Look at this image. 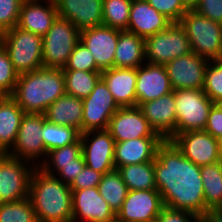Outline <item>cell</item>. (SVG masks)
<instances>
[{"label": "cell", "mask_w": 222, "mask_h": 222, "mask_svg": "<svg viewBox=\"0 0 222 222\" xmlns=\"http://www.w3.org/2000/svg\"><path fill=\"white\" fill-rule=\"evenodd\" d=\"M154 175L166 208L205 214L200 166L188 160L172 141L164 140L158 147Z\"/></svg>", "instance_id": "6da1fadb"}, {"label": "cell", "mask_w": 222, "mask_h": 222, "mask_svg": "<svg viewBox=\"0 0 222 222\" xmlns=\"http://www.w3.org/2000/svg\"><path fill=\"white\" fill-rule=\"evenodd\" d=\"M65 94L63 69L41 67L19 74L11 97L25 113L44 114L48 106Z\"/></svg>", "instance_id": "7a4b0ae2"}, {"label": "cell", "mask_w": 222, "mask_h": 222, "mask_svg": "<svg viewBox=\"0 0 222 222\" xmlns=\"http://www.w3.org/2000/svg\"><path fill=\"white\" fill-rule=\"evenodd\" d=\"M28 197L38 222H70L73 218L71 188L39 167L32 172Z\"/></svg>", "instance_id": "3957f363"}, {"label": "cell", "mask_w": 222, "mask_h": 222, "mask_svg": "<svg viewBox=\"0 0 222 222\" xmlns=\"http://www.w3.org/2000/svg\"><path fill=\"white\" fill-rule=\"evenodd\" d=\"M0 43L6 49L14 69L19 73L43 67V37L18 26L1 33Z\"/></svg>", "instance_id": "277c9868"}, {"label": "cell", "mask_w": 222, "mask_h": 222, "mask_svg": "<svg viewBox=\"0 0 222 222\" xmlns=\"http://www.w3.org/2000/svg\"><path fill=\"white\" fill-rule=\"evenodd\" d=\"M179 23L185 29L194 53L210 61L222 59V24L193 9H189Z\"/></svg>", "instance_id": "5b68a950"}, {"label": "cell", "mask_w": 222, "mask_h": 222, "mask_svg": "<svg viewBox=\"0 0 222 222\" xmlns=\"http://www.w3.org/2000/svg\"><path fill=\"white\" fill-rule=\"evenodd\" d=\"M176 111V135L187 132L204 130L209 111L215 104L203 89L174 90Z\"/></svg>", "instance_id": "8992f818"}, {"label": "cell", "mask_w": 222, "mask_h": 222, "mask_svg": "<svg viewBox=\"0 0 222 222\" xmlns=\"http://www.w3.org/2000/svg\"><path fill=\"white\" fill-rule=\"evenodd\" d=\"M79 41L80 30L69 20L57 17L43 36V67L63 69Z\"/></svg>", "instance_id": "52a82bcc"}, {"label": "cell", "mask_w": 222, "mask_h": 222, "mask_svg": "<svg viewBox=\"0 0 222 222\" xmlns=\"http://www.w3.org/2000/svg\"><path fill=\"white\" fill-rule=\"evenodd\" d=\"M144 48L145 62L154 65H166L192 52L185 29L180 23H171L164 31L147 37Z\"/></svg>", "instance_id": "ba28073f"}, {"label": "cell", "mask_w": 222, "mask_h": 222, "mask_svg": "<svg viewBox=\"0 0 222 222\" xmlns=\"http://www.w3.org/2000/svg\"><path fill=\"white\" fill-rule=\"evenodd\" d=\"M45 120L44 114L25 113L18 129L15 144L8 155L39 167L48 154L41 135Z\"/></svg>", "instance_id": "9c48e42d"}, {"label": "cell", "mask_w": 222, "mask_h": 222, "mask_svg": "<svg viewBox=\"0 0 222 222\" xmlns=\"http://www.w3.org/2000/svg\"><path fill=\"white\" fill-rule=\"evenodd\" d=\"M82 103V133L107 130L111 117L120 108L102 78Z\"/></svg>", "instance_id": "30bf717a"}, {"label": "cell", "mask_w": 222, "mask_h": 222, "mask_svg": "<svg viewBox=\"0 0 222 222\" xmlns=\"http://www.w3.org/2000/svg\"><path fill=\"white\" fill-rule=\"evenodd\" d=\"M35 168L30 162L11 156L0 165V198L3 203L29 196L30 179Z\"/></svg>", "instance_id": "8fae6325"}, {"label": "cell", "mask_w": 222, "mask_h": 222, "mask_svg": "<svg viewBox=\"0 0 222 222\" xmlns=\"http://www.w3.org/2000/svg\"><path fill=\"white\" fill-rule=\"evenodd\" d=\"M209 61L193 51L169 61L165 68L172 89H203Z\"/></svg>", "instance_id": "7c38bea8"}, {"label": "cell", "mask_w": 222, "mask_h": 222, "mask_svg": "<svg viewBox=\"0 0 222 222\" xmlns=\"http://www.w3.org/2000/svg\"><path fill=\"white\" fill-rule=\"evenodd\" d=\"M82 155L85 164L102 174L115 170V140L108 130L81 133Z\"/></svg>", "instance_id": "4fadbf2b"}, {"label": "cell", "mask_w": 222, "mask_h": 222, "mask_svg": "<svg viewBox=\"0 0 222 222\" xmlns=\"http://www.w3.org/2000/svg\"><path fill=\"white\" fill-rule=\"evenodd\" d=\"M171 141L188 160L198 166L221 161L218 139L204 130L183 132Z\"/></svg>", "instance_id": "5bb4252c"}, {"label": "cell", "mask_w": 222, "mask_h": 222, "mask_svg": "<svg viewBox=\"0 0 222 222\" xmlns=\"http://www.w3.org/2000/svg\"><path fill=\"white\" fill-rule=\"evenodd\" d=\"M164 208L158 190H129L116 217L122 222H155Z\"/></svg>", "instance_id": "9a60e30c"}, {"label": "cell", "mask_w": 222, "mask_h": 222, "mask_svg": "<svg viewBox=\"0 0 222 222\" xmlns=\"http://www.w3.org/2000/svg\"><path fill=\"white\" fill-rule=\"evenodd\" d=\"M107 130L115 142L144 137H161L151 128L138 106L120 107L111 117Z\"/></svg>", "instance_id": "2e32d148"}, {"label": "cell", "mask_w": 222, "mask_h": 222, "mask_svg": "<svg viewBox=\"0 0 222 222\" xmlns=\"http://www.w3.org/2000/svg\"><path fill=\"white\" fill-rule=\"evenodd\" d=\"M118 38L119 29L106 25L80 31V41L92 53L96 66L101 71L114 67V56Z\"/></svg>", "instance_id": "e0dca14e"}, {"label": "cell", "mask_w": 222, "mask_h": 222, "mask_svg": "<svg viewBox=\"0 0 222 222\" xmlns=\"http://www.w3.org/2000/svg\"><path fill=\"white\" fill-rule=\"evenodd\" d=\"M72 214L79 222H107L116 217L98 187L72 190Z\"/></svg>", "instance_id": "ac0fdd59"}, {"label": "cell", "mask_w": 222, "mask_h": 222, "mask_svg": "<svg viewBox=\"0 0 222 222\" xmlns=\"http://www.w3.org/2000/svg\"><path fill=\"white\" fill-rule=\"evenodd\" d=\"M139 108L151 128L164 140L171 141L176 136L174 90L160 98L142 103Z\"/></svg>", "instance_id": "d6986e66"}, {"label": "cell", "mask_w": 222, "mask_h": 222, "mask_svg": "<svg viewBox=\"0 0 222 222\" xmlns=\"http://www.w3.org/2000/svg\"><path fill=\"white\" fill-rule=\"evenodd\" d=\"M58 17L80 31L103 25V0H54Z\"/></svg>", "instance_id": "ffe728a7"}, {"label": "cell", "mask_w": 222, "mask_h": 222, "mask_svg": "<svg viewBox=\"0 0 222 222\" xmlns=\"http://www.w3.org/2000/svg\"><path fill=\"white\" fill-rule=\"evenodd\" d=\"M136 106L173 92L165 65L144 63L137 68Z\"/></svg>", "instance_id": "44dd1931"}, {"label": "cell", "mask_w": 222, "mask_h": 222, "mask_svg": "<svg viewBox=\"0 0 222 222\" xmlns=\"http://www.w3.org/2000/svg\"><path fill=\"white\" fill-rule=\"evenodd\" d=\"M163 142L162 137H144L115 142V169L129 164L154 161L158 147Z\"/></svg>", "instance_id": "7402d4cb"}, {"label": "cell", "mask_w": 222, "mask_h": 222, "mask_svg": "<svg viewBox=\"0 0 222 222\" xmlns=\"http://www.w3.org/2000/svg\"><path fill=\"white\" fill-rule=\"evenodd\" d=\"M172 22L156 11L146 0H132L128 32L146 39L160 31H164Z\"/></svg>", "instance_id": "603a6c76"}, {"label": "cell", "mask_w": 222, "mask_h": 222, "mask_svg": "<svg viewBox=\"0 0 222 222\" xmlns=\"http://www.w3.org/2000/svg\"><path fill=\"white\" fill-rule=\"evenodd\" d=\"M57 17L58 12L54 0L23 3L17 26L43 37Z\"/></svg>", "instance_id": "cb8c5ba5"}, {"label": "cell", "mask_w": 222, "mask_h": 222, "mask_svg": "<svg viewBox=\"0 0 222 222\" xmlns=\"http://www.w3.org/2000/svg\"><path fill=\"white\" fill-rule=\"evenodd\" d=\"M101 78L120 107L136 106L137 68L113 67L101 71Z\"/></svg>", "instance_id": "d4e9b609"}, {"label": "cell", "mask_w": 222, "mask_h": 222, "mask_svg": "<svg viewBox=\"0 0 222 222\" xmlns=\"http://www.w3.org/2000/svg\"><path fill=\"white\" fill-rule=\"evenodd\" d=\"M24 114L11 96L0 100V152L8 153L14 146Z\"/></svg>", "instance_id": "484cf974"}, {"label": "cell", "mask_w": 222, "mask_h": 222, "mask_svg": "<svg viewBox=\"0 0 222 222\" xmlns=\"http://www.w3.org/2000/svg\"><path fill=\"white\" fill-rule=\"evenodd\" d=\"M145 39L126 30H119L114 67L138 68L145 63Z\"/></svg>", "instance_id": "4316f807"}, {"label": "cell", "mask_w": 222, "mask_h": 222, "mask_svg": "<svg viewBox=\"0 0 222 222\" xmlns=\"http://www.w3.org/2000/svg\"><path fill=\"white\" fill-rule=\"evenodd\" d=\"M83 103L71 95H63L48 106L44 113L46 119L54 124L71 126L82 133Z\"/></svg>", "instance_id": "83f0119b"}, {"label": "cell", "mask_w": 222, "mask_h": 222, "mask_svg": "<svg viewBox=\"0 0 222 222\" xmlns=\"http://www.w3.org/2000/svg\"><path fill=\"white\" fill-rule=\"evenodd\" d=\"M204 188L205 213L222 209V161L200 166Z\"/></svg>", "instance_id": "f1b7e54d"}, {"label": "cell", "mask_w": 222, "mask_h": 222, "mask_svg": "<svg viewBox=\"0 0 222 222\" xmlns=\"http://www.w3.org/2000/svg\"><path fill=\"white\" fill-rule=\"evenodd\" d=\"M128 190H157L154 161L117 168Z\"/></svg>", "instance_id": "f546056e"}, {"label": "cell", "mask_w": 222, "mask_h": 222, "mask_svg": "<svg viewBox=\"0 0 222 222\" xmlns=\"http://www.w3.org/2000/svg\"><path fill=\"white\" fill-rule=\"evenodd\" d=\"M98 190L115 214L121 209L129 191L117 169L102 175Z\"/></svg>", "instance_id": "4dcf8cb0"}, {"label": "cell", "mask_w": 222, "mask_h": 222, "mask_svg": "<svg viewBox=\"0 0 222 222\" xmlns=\"http://www.w3.org/2000/svg\"><path fill=\"white\" fill-rule=\"evenodd\" d=\"M63 74L66 94L82 100L89 96L101 79V72L63 70Z\"/></svg>", "instance_id": "1f68e13d"}, {"label": "cell", "mask_w": 222, "mask_h": 222, "mask_svg": "<svg viewBox=\"0 0 222 222\" xmlns=\"http://www.w3.org/2000/svg\"><path fill=\"white\" fill-rule=\"evenodd\" d=\"M41 135L48 153L56 148L77 142L81 137V132L74 127L57 125L46 119Z\"/></svg>", "instance_id": "d6a6232c"}, {"label": "cell", "mask_w": 222, "mask_h": 222, "mask_svg": "<svg viewBox=\"0 0 222 222\" xmlns=\"http://www.w3.org/2000/svg\"><path fill=\"white\" fill-rule=\"evenodd\" d=\"M132 0H103V25L127 30Z\"/></svg>", "instance_id": "836d02e7"}, {"label": "cell", "mask_w": 222, "mask_h": 222, "mask_svg": "<svg viewBox=\"0 0 222 222\" xmlns=\"http://www.w3.org/2000/svg\"><path fill=\"white\" fill-rule=\"evenodd\" d=\"M0 222H38L29 197L3 203L0 207Z\"/></svg>", "instance_id": "e575fe53"}, {"label": "cell", "mask_w": 222, "mask_h": 222, "mask_svg": "<svg viewBox=\"0 0 222 222\" xmlns=\"http://www.w3.org/2000/svg\"><path fill=\"white\" fill-rule=\"evenodd\" d=\"M203 91L214 103L222 101V59L209 61Z\"/></svg>", "instance_id": "d590c367"}, {"label": "cell", "mask_w": 222, "mask_h": 222, "mask_svg": "<svg viewBox=\"0 0 222 222\" xmlns=\"http://www.w3.org/2000/svg\"><path fill=\"white\" fill-rule=\"evenodd\" d=\"M19 73L14 69L10 57L0 43V94L11 96L16 87Z\"/></svg>", "instance_id": "8d00e7d4"}, {"label": "cell", "mask_w": 222, "mask_h": 222, "mask_svg": "<svg viewBox=\"0 0 222 222\" xmlns=\"http://www.w3.org/2000/svg\"><path fill=\"white\" fill-rule=\"evenodd\" d=\"M63 70H82L88 72H101L96 66L95 59L87 46L79 41L69 56Z\"/></svg>", "instance_id": "74e56055"}, {"label": "cell", "mask_w": 222, "mask_h": 222, "mask_svg": "<svg viewBox=\"0 0 222 222\" xmlns=\"http://www.w3.org/2000/svg\"><path fill=\"white\" fill-rule=\"evenodd\" d=\"M82 154V142L56 148L48 152L46 159L41 165H69L76 164V159Z\"/></svg>", "instance_id": "f35d334b"}, {"label": "cell", "mask_w": 222, "mask_h": 222, "mask_svg": "<svg viewBox=\"0 0 222 222\" xmlns=\"http://www.w3.org/2000/svg\"><path fill=\"white\" fill-rule=\"evenodd\" d=\"M84 157L81 154L76 159V164L69 165H40L39 168L42 169L45 173L55 176L65 184L70 185L77 174H79L85 167Z\"/></svg>", "instance_id": "ab89813d"}, {"label": "cell", "mask_w": 222, "mask_h": 222, "mask_svg": "<svg viewBox=\"0 0 222 222\" xmlns=\"http://www.w3.org/2000/svg\"><path fill=\"white\" fill-rule=\"evenodd\" d=\"M151 7L163 14L172 23H179L189 10L182 0H146Z\"/></svg>", "instance_id": "60d3db41"}, {"label": "cell", "mask_w": 222, "mask_h": 222, "mask_svg": "<svg viewBox=\"0 0 222 222\" xmlns=\"http://www.w3.org/2000/svg\"><path fill=\"white\" fill-rule=\"evenodd\" d=\"M21 5L18 0H0V33L18 25Z\"/></svg>", "instance_id": "b9f144b4"}, {"label": "cell", "mask_w": 222, "mask_h": 222, "mask_svg": "<svg viewBox=\"0 0 222 222\" xmlns=\"http://www.w3.org/2000/svg\"><path fill=\"white\" fill-rule=\"evenodd\" d=\"M102 173L95 171L85 165L84 169L77 174L74 181L69 185L71 190H83L92 187H98L101 181Z\"/></svg>", "instance_id": "7bdbcfd3"}, {"label": "cell", "mask_w": 222, "mask_h": 222, "mask_svg": "<svg viewBox=\"0 0 222 222\" xmlns=\"http://www.w3.org/2000/svg\"><path fill=\"white\" fill-rule=\"evenodd\" d=\"M193 10L214 22L222 24V0H198Z\"/></svg>", "instance_id": "ee69618b"}, {"label": "cell", "mask_w": 222, "mask_h": 222, "mask_svg": "<svg viewBox=\"0 0 222 222\" xmlns=\"http://www.w3.org/2000/svg\"><path fill=\"white\" fill-rule=\"evenodd\" d=\"M155 222H200V216L180 210L164 208Z\"/></svg>", "instance_id": "f6af8a7d"}, {"label": "cell", "mask_w": 222, "mask_h": 222, "mask_svg": "<svg viewBox=\"0 0 222 222\" xmlns=\"http://www.w3.org/2000/svg\"><path fill=\"white\" fill-rule=\"evenodd\" d=\"M204 131L208 132L216 139L222 137V111L215 104L209 111Z\"/></svg>", "instance_id": "bcb514c9"}, {"label": "cell", "mask_w": 222, "mask_h": 222, "mask_svg": "<svg viewBox=\"0 0 222 222\" xmlns=\"http://www.w3.org/2000/svg\"><path fill=\"white\" fill-rule=\"evenodd\" d=\"M200 222H222V209L207 211L200 216Z\"/></svg>", "instance_id": "7dc6e473"}, {"label": "cell", "mask_w": 222, "mask_h": 222, "mask_svg": "<svg viewBox=\"0 0 222 222\" xmlns=\"http://www.w3.org/2000/svg\"><path fill=\"white\" fill-rule=\"evenodd\" d=\"M182 2L188 9H193L198 0H182Z\"/></svg>", "instance_id": "c3c4849f"}, {"label": "cell", "mask_w": 222, "mask_h": 222, "mask_svg": "<svg viewBox=\"0 0 222 222\" xmlns=\"http://www.w3.org/2000/svg\"><path fill=\"white\" fill-rule=\"evenodd\" d=\"M9 157L8 153L0 152V165Z\"/></svg>", "instance_id": "681fc988"}, {"label": "cell", "mask_w": 222, "mask_h": 222, "mask_svg": "<svg viewBox=\"0 0 222 222\" xmlns=\"http://www.w3.org/2000/svg\"><path fill=\"white\" fill-rule=\"evenodd\" d=\"M219 141V155H220V159L222 161V137L218 139Z\"/></svg>", "instance_id": "f907efd6"}, {"label": "cell", "mask_w": 222, "mask_h": 222, "mask_svg": "<svg viewBox=\"0 0 222 222\" xmlns=\"http://www.w3.org/2000/svg\"><path fill=\"white\" fill-rule=\"evenodd\" d=\"M20 3H29V2H35V1H38V0H18Z\"/></svg>", "instance_id": "816d5d0a"}, {"label": "cell", "mask_w": 222, "mask_h": 222, "mask_svg": "<svg viewBox=\"0 0 222 222\" xmlns=\"http://www.w3.org/2000/svg\"><path fill=\"white\" fill-rule=\"evenodd\" d=\"M215 105L222 111V101L215 103Z\"/></svg>", "instance_id": "f5cc1de1"}, {"label": "cell", "mask_w": 222, "mask_h": 222, "mask_svg": "<svg viewBox=\"0 0 222 222\" xmlns=\"http://www.w3.org/2000/svg\"><path fill=\"white\" fill-rule=\"evenodd\" d=\"M107 222H122L121 220H119L117 217H115L114 219H112L111 221H107Z\"/></svg>", "instance_id": "db71d44e"}, {"label": "cell", "mask_w": 222, "mask_h": 222, "mask_svg": "<svg viewBox=\"0 0 222 222\" xmlns=\"http://www.w3.org/2000/svg\"><path fill=\"white\" fill-rule=\"evenodd\" d=\"M3 205V201L1 200V198H0V207Z\"/></svg>", "instance_id": "11a10c76"}, {"label": "cell", "mask_w": 222, "mask_h": 222, "mask_svg": "<svg viewBox=\"0 0 222 222\" xmlns=\"http://www.w3.org/2000/svg\"><path fill=\"white\" fill-rule=\"evenodd\" d=\"M70 222H79V221H76V220L72 219Z\"/></svg>", "instance_id": "9f6ffc18"}]
</instances>
